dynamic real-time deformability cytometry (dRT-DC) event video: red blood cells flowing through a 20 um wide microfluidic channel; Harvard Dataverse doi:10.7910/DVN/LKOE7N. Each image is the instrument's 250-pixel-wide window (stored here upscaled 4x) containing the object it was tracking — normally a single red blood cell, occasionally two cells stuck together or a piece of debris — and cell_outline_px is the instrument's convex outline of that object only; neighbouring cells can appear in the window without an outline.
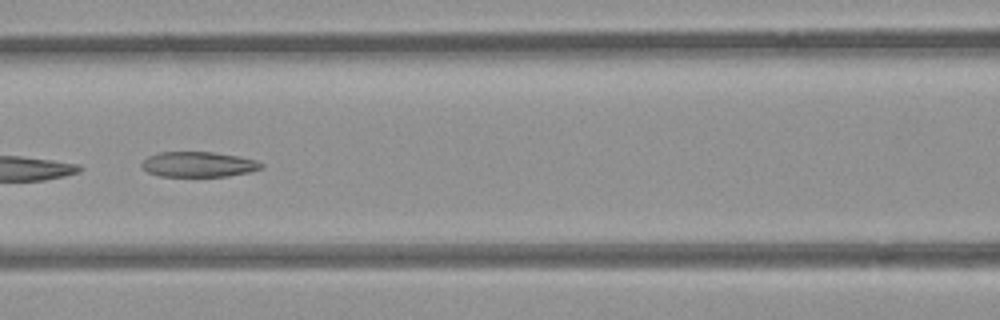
{"species": "common noctule bat (a hibernating species)", "species_latin": "Nyctalus noctula", "temperature_condition": "room temperature", "stored_images_in_passage": 31, "camera_frame_rate_fps": 3000, "um_per_image_px": 0.085, "animal": {"sex": "female", "body_mass_g": 21.9}, "frame": {"image": 1, "passage_image": 7, "time_ms": 2.0, "image_size_px": [1000, 320], "cell_outline_px": [[264, 168], [252, 172], [228, 176], [160, 176], [148, 172], [140, 164], [148, 156], [160, 152], [212, 152], [236, 156], [256, 160], [264, 164]], "centroid_in_image_um": [16.91, 13.97], "position_along_channel_um": 149.7, "area_um2": 17.57}}
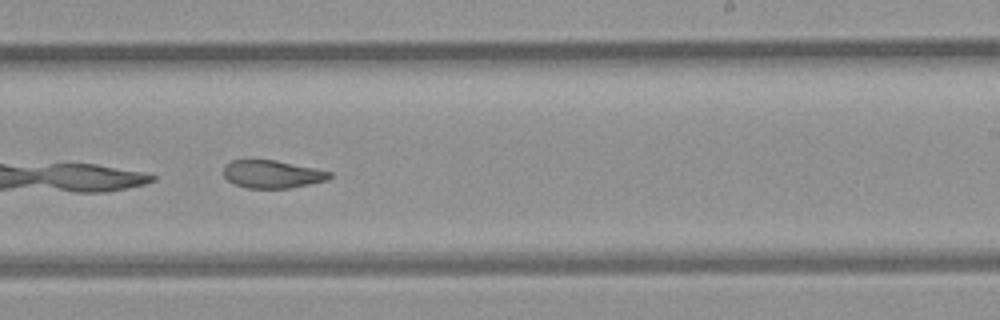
{"frame": {"image": 2, "passage_image": 16, "time_ms": 5.0, "image_size_px": [1000, 320], "cell_outline_px": [[332, 176], [328, 180], [288, 188], [248, 188], [236, 184], [228, 180], [224, 176], [224, 164], [232, 160], [276, 160], [316, 168], [332, 172]], "centroid_in_image_um": [23.15, 14.79], "position_along_channel_um": 265.8, "area_um2": 17.17}}
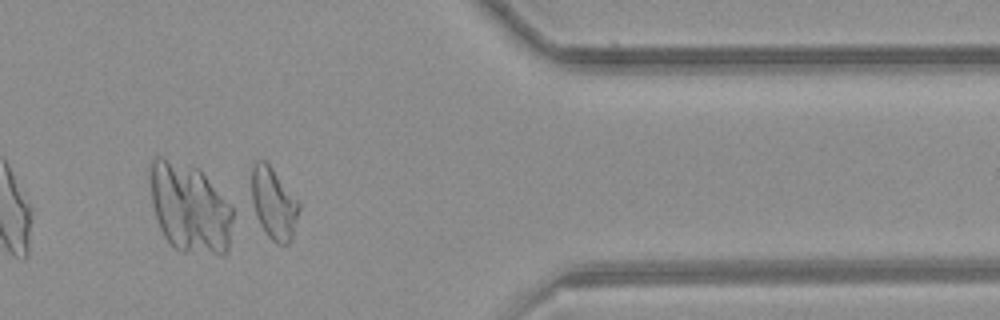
{"frame": {"image": 3, "passage_image": 27, "time_ms": 8.667, "image_size_px": [1000, 320], "cell_outline_px": [[300, 208], [292, 240], [288, 244], [276, 244], [264, 232], [256, 216], [252, 200], [252, 164], [256, 160], [264, 160], [272, 168], [300, 200]], "centroid_in_image_um": [23.29, 17.3], "position_along_channel_um": 388.1, "area_um2": 20.06}}